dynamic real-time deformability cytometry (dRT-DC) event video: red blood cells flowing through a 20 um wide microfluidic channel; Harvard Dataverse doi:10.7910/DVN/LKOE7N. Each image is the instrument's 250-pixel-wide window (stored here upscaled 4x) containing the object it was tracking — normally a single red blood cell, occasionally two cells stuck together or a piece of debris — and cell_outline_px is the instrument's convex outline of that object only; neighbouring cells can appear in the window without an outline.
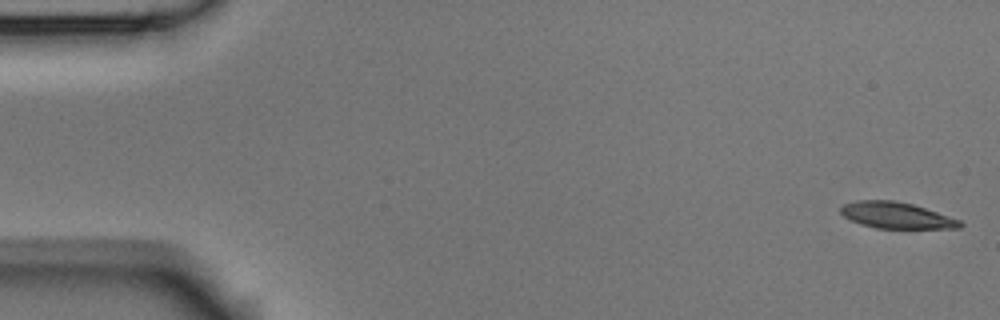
{"species": "Egyptian fruit bat (a non-hibernating species)", "species_latin": "Rousettus aegyptiacus", "temperature_condition": "room temperature", "stored_images_in_passage": 6, "camera_frame_rate_fps": 3000, "um_per_image_px": 0.085, "animal": {"sex": "male"}, "frame": {"image": 1, "passage_image": 1, "time_ms": 0.0, "image_size_px": [1000, 320], "cell_outline_px": [[964, 224], [960, 228], [876, 228], [860, 224], [844, 216], [840, 212], [840, 208], [844, 204], [856, 200], [892, 200], [912, 204], [960, 220]], "centroid_in_image_um": [76.17, 18.3], "position_along_channel_um": 8.8, "area_um2": 18.03}}